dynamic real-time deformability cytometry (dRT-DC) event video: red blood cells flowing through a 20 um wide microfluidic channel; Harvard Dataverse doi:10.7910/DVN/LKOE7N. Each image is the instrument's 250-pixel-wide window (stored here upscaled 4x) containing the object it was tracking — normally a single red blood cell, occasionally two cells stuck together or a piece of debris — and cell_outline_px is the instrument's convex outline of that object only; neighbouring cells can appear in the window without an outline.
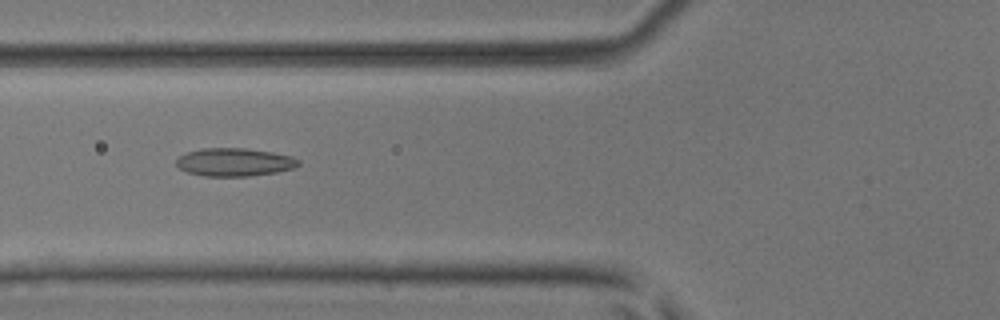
{"species": "common noctule bat (a hibernating species)", "species_latin": "Nyctalus noctula", "temperature_condition": "room temperature", "stored_images_in_passage": 50, "camera_frame_rate_fps": 3000, "um_per_image_px": 0.085, "animal": {"sex": "male", "body_mass_g": 17.9, "forearm_length_mm": 54.2}, "frame": {"image": 1, "passage_image": 20, "time_ms": 6.333, "image_size_px": [1000, 320], "cell_outline_px": [[300, 164], [292, 168], [276, 172], [248, 176], [204, 176], [188, 172], [180, 168], [176, 164], [176, 160], [180, 156], [188, 152], [204, 148], [244, 148], [272, 152], [292, 156], [300, 160]], "centroid_in_image_um": [19.94, 13.78], "position_along_channel_um": 105.9, "area_um2": 19.83}}
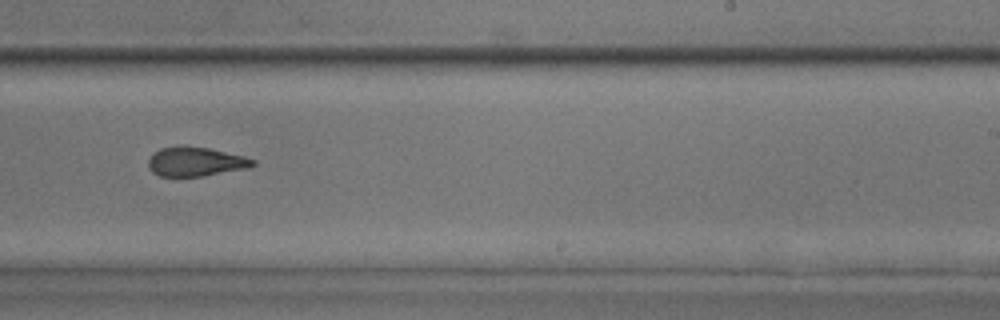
{"frame": {"image": 2, "passage_image": 32, "time_ms": 10.333, "image_size_px": [1000, 320], "cell_outline_px": [[256, 164], [248, 168], [200, 176], [160, 176], [152, 172], [148, 168], [148, 160], [152, 152], [160, 148], [180, 144], [208, 148], [244, 156], [256, 160]], "centroid_in_image_um": [16.58, 13.72], "position_along_channel_um": 272.4, "area_um2": 18.03}}
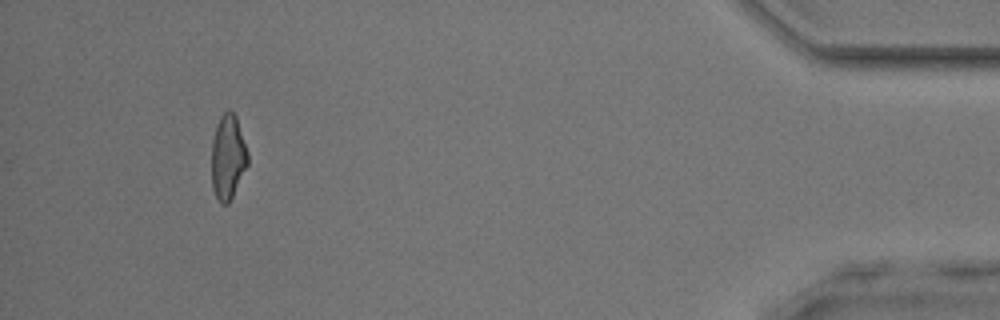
{"frame": {"image": 3, "passage_image": 47, "time_ms": 15.333, "image_size_px": [1000, 320], "cell_outline_px": [[248, 164], [228, 204], [220, 204], [212, 188], [212, 140], [216, 124], [220, 116], [228, 108], [236, 116], [248, 152]], "centroid_in_image_um": [19.36, 13.33], "position_along_channel_um": 415.8, "area_um2": 17.86}, "authors_computed_cell_mechanics": {"area_um2": 18.785, "velocity_mm_per_s": 4.1825, "shape_relaxation_time_tau1_ms": null, "shape_relaxation_time_tau2_ms": 1.9249, "deformation_change_tau1": null, "deformation_change_tau2": 0.0969}}